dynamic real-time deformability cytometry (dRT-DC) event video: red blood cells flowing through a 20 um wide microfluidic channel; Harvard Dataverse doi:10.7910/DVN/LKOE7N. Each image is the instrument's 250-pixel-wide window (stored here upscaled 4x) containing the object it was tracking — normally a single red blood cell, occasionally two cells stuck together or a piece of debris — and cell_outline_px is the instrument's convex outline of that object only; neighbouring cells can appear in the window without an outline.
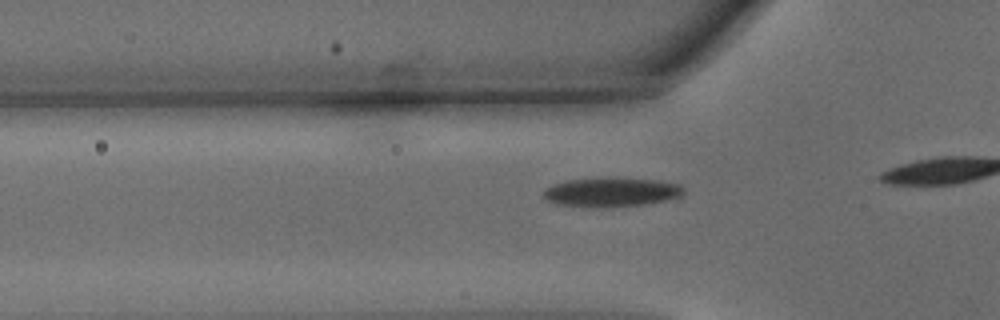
{"species": "common noctule bat (a hibernating species)", "species_latin": "Nyctalus noctula", "temperature_condition": "warm", "stored_images_in_passage": 7, "camera_frame_rate_fps": 3000, "um_per_image_px": 0.085, "animal": {"sex": "male", "body_mass_g": 15.6}, "frame": {"image": 1, "passage_image": 2, "time_ms": 0.333, "image_size_px": [1000, 320], "cell_outline_px": [[684, 192], [680, 196], [664, 200], [640, 204], [556, 204], [544, 200], [544, 192], [552, 184], [568, 180], [616, 176], [660, 180], [680, 184], [684, 188]], "centroid_in_image_um": [52.01, 16.24], "position_along_channel_um": 73.8, "area_um2": 22.95}}
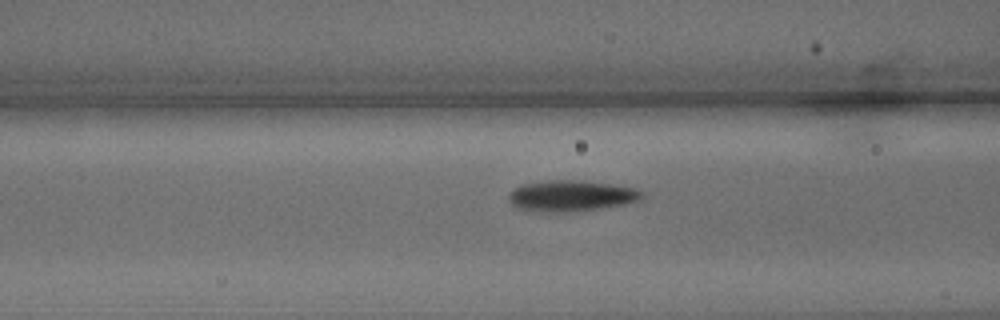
{"frame": {"image": 2, "passage_image": 5, "time_ms": 1.333, "image_size_px": [1000, 320], "cell_outline_px": [[644, 196], [640, 200], [624, 204], [584, 212], [536, 212], [516, 208], [508, 200], [508, 192], [512, 188], [524, 184], [552, 180], [580, 180], [612, 184], [636, 188], [644, 192]], "centroid_in_image_um": [48.55, 16.66], "position_along_channel_um": 118.1, "area_um2": 24.68}}